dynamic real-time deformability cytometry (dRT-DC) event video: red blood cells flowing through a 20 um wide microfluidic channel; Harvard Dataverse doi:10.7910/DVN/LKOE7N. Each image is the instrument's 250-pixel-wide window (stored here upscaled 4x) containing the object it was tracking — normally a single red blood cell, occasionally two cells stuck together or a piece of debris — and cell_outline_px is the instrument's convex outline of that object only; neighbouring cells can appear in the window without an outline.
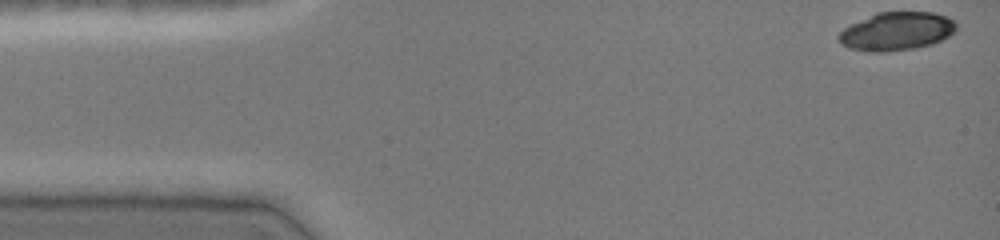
{"species": "common noctule bat (a hibernating species)", "species_latin": "Nyctalus noctula", "temperature_condition": "cold", "stored_images_in_passage": 42, "camera_frame_rate_fps": 3000, "um_per_image_px": 0.085, "animal": {"sex": "female", "body_mass_g": 19.0, "forearm_length_mm": 51.5}, "frame": {"image": 1, "passage_image": 1, "time_ms": 0.0, "image_size_px": [1000, 240], "cell_outline_px": [[956, 32], [932, 44], [916, 48], [884, 52], [868, 52], [848, 48], [836, 36], [844, 28], [876, 12], [932, 12], [948, 16], [956, 20]], "centroid_in_image_um": [76.24, 2.66], "position_along_channel_um": 8.8, "area_um2": 26.36}}
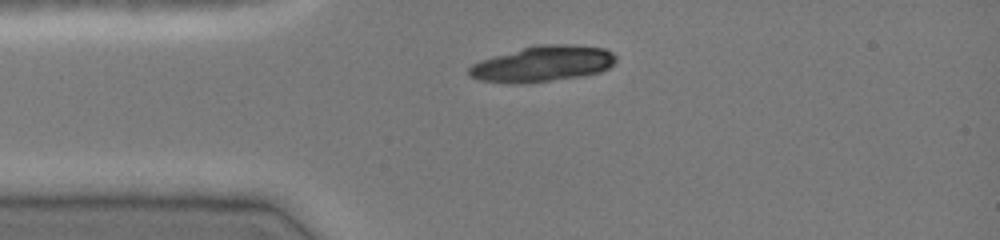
{"frame": {"image": 2, "passage_image": 10, "time_ms": 3.0, "image_size_px": [1000, 240], "cell_outline_px": [[616, 60], [608, 68], [600, 72], [584, 76], [524, 84], [508, 84], [480, 80], [468, 76], [468, 68], [472, 64], [480, 60], [524, 48], [540, 44], [572, 44], [604, 48], [612, 52], [616, 56]], "centroid_in_image_um": [46.13, 5.44], "position_along_channel_um": 38.9, "area_um2": 30.81}}